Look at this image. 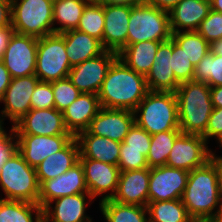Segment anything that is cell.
I'll use <instances>...</instances> for the list:
<instances>
[{
	"mask_svg": "<svg viewBox=\"0 0 222 222\" xmlns=\"http://www.w3.org/2000/svg\"><path fill=\"white\" fill-rule=\"evenodd\" d=\"M148 92L146 77L117 58L108 69L97 95L103 108L134 111Z\"/></svg>",
	"mask_w": 222,
	"mask_h": 222,
	"instance_id": "6da1fadb",
	"label": "cell"
},
{
	"mask_svg": "<svg viewBox=\"0 0 222 222\" xmlns=\"http://www.w3.org/2000/svg\"><path fill=\"white\" fill-rule=\"evenodd\" d=\"M181 200L193 220L201 221L215 217L222 200L216 165L211 160L189 172Z\"/></svg>",
	"mask_w": 222,
	"mask_h": 222,
	"instance_id": "7a4b0ae2",
	"label": "cell"
},
{
	"mask_svg": "<svg viewBox=\"0 0 222 222\" xmlns=\"http://www.w3.org/2000/svg\"><path fill=\"white\" fill-rule=\"evenodd\" d=\"M175 95L181 132L204 138L214 108L210 87L205 82L188 81L178 86Z\"/></svg>",
	"mask_w": 222,
	"mask_h": 222,
	"instance_id": "3957f363",
	"label": "cell"
},
{
	"mask_svg": "<svg viewBox=\"0 0 222 222\" xmlns=\"http://www.w3.org/2000/svg\"><path fill=\"white\" fill-rule=\"evenodd\" d=\"M133 112L135 123L150 135L180 130L175 92L149 91Z\"/></svg>",
	"mask_w": 222,
	"mask_h": 222,
	"instance_id": "277c9868",
	"label": "cell"
},
{
	"mask_svg": "<svg viewBox=\"0 0 222 222\" xmlns=\"http://www.w3.org/2000/svg\"><path fill=\"white\" fill-rule=\"evenodd\" d=\"M0 187L6 200H20L38 204L39 182L36 168L31 167L17 151L0 167Z\"/></svg>",
	"mask_w": 222,
	"mask_h": 222,
	"instance_id": "5b68a950",
	"label": "cell"
},
{
	"mask_svg": "<svg viewBox=\"0 0 222 222\" xmlns=\"http://www.w3.org/2000/svg\"><path fill=\"white\" fill-rule=\"evenodd\" d=\"M169 12L141 3L133 5L128 24L127 45L142 41L171 39Z\"/></svg>",
	"mask_w": 222,
	"mask_h": 222,
	"instance_id": "8992f818",
	"label": "cell"
},
{
	"mask_svg": "<svg viewBox=\"0 0 222 222\" xmlns=\"http://www.w3.org/2000/svg\"><path fill=\"white\" fill-rule=\"evenodd\" d=\"M14 31L41 38L54 33L53 3L47 0H11Z\"/></svg>",
	"mask_w": 222,
	"mask_h": 222,
	"instance_id": "52a82bcc",
	"label": "cell"
},
{
	"mask_svg": "<svg viewBox=\"0 0 222 222\" xmlns=\"http://www.w3.org/2000/svg\"><path fill=\"white\" fill-rule=\"evenodd\" d=\"M71 68L61 34L53 33L38 38L35 75L40 81L52 82L67 78Z\"/></svg>",
	"mask_w": 222,
	"mask_h": 222,
	"instance_id": "ba28073f",
	"label": "cell"
},
{
	"mask_svg": "<svg viewBox=\"0 0 222 222\" xmlns=\"http://www.w3.org/2000/svg\"><path fill=\"white\" fill-rule=\"evenodd\" d=\"M209 143L200 135L180 133L168 156L166 166L187 171L204 166L211 158Z\"/></svg>",
	"mask_w": 222,
	"mask_h": 222,
	"instance_id": "9c48e42d",
	"label": "cell"
},
{
	"mask_svg": "<svg viewBox=\"0 0 222 222\" xmlns=\"http://www.w3.org/2000/svg\"><path fill=\"white\" fill-rule=\"evenodd\" d=\"M38 38L14 32L1 59L11 78L35 74Z\"/></svg>",
	"mask_w": 222,
	"mask_h": 222,
	"instance_id": "30bf717a",
	"label": "cell"
},
{
	"mask_svg": "<svg viewBox=\"0 0 222 222\" xmlns=\"http://www.w3.org/2000/svg\"><path fill=\"white\" fill-rule=\"evenodd\" d=\"M117 58L118 53L105 50L97 57L73 66L68 78L81 93L97 94L106 78L108 69Z\"/></svg>",
	"mask_w": 222,
	"mask_h": 222,
	"instance_id": "8fae6325",
	"label": "cell"
},
{
	"mask_svg": "<svg viewBox=\"0 0 222 222\" xmlns=\"http://www.w3.org/2000/svg\"><path fill=\"white\" fill-rule=\"evenodd\" d=\"M39 81L35 74L11 79L0 100V103L5 105L0 112V120L3 124L6 117L14 125L31 110V97Z\"/></svg>",
	"mask_w": 222,
	"mask_h": 222,
	"instance_id": "7c38bea8",
	"label": "cell"
},
{
	"mask_svg": "<svg viewBox=\"0 0 222 222\" xmlns=\"http://www.w3.org/2000/svg\"><path fill=\"white\" fill-rule=\"evenodd\" d=\"M189 171L166 165L150 168L148 202L181 199Z\"/></svg>",
	"mask_w": 222,
	"mask_h": 222,
	"instance_id": "4fadbf2b",
	"label": "cell"
},
{
	"mask_svg": "<svg viewBox=\"0 0 222 222\" xmlns=\"http://www.w3.org/2000/svg\"><path fill=\"white\" fill-rule=\"evenodd\" d=\"M12 128L14 134L72 135L65 126L62 112L56 108L31 109Z\"/></svg>",
	"mask_w": 222,
	"mask_h": 222,
	"instance_id": "5bb4252c",
	"label": "cell"
},
{
	"mask_svg": "<svg viewBox=\"0 0 222 222\" xmlns=\"http://www.w3.org/2000/svg\"><path fill=\"white\" fill-rule=\"evenodd\" d=\"M73 138V135L15 134L17 151L33 168H36L51 154L62 150Z\"/></svg>",
	"mask_w": 222,
	"mask_h": 222,
	"instance_id": "9a60e30c",
	"label": "cell"
},
{
	"mask_svg": "<svg viewBox=\"0 0 222 222\" xmlns=\"http://www.w3.org/2000/svg\"><path fill=\"white\" fill-rule=\"evenodd\" d=\"M134 123L133 111L101 107L88 129L79 134H94L122 143Z\"/></svg>",
	"mask_w": 222,
	"mask_h": 222,
	"instance_id": "2e32d148",
	"label": "cell"
},
{
	"mask_svg": "<svg viewBox=\"0 0 222 222\" xmlns=\"http://www.w3.org/2000/svg\"><path fill=\"white\" fill-rule=\"evenodd\" d=\"M80 193H89L84 168L79 161L68 171L39 185L38 204L42 209L55 199Z\"/></svg>",
	"mask_w": 222,
	"mask_h": 222,
	"instance_id": "e0dca14e",
	"label": "cell"
},
{
	"mask_svg": "<svg viewBox=\"0 0 222 222\" xmlns=\"http://www.w3.org/2000/svg\"><path fill=\"white\" fill-rule=\"evenodd\" d=\"M79 161L83 165L86 185L93 199L105 193L108 194L103 195L100 201L112 199L118 187L119 167L89 158H79Z\"/></svg>",
	"mask_w": 222,
	"mask_h": 222,
	"instance_id": "ac0fdd59",
	"label": "cell"
},
{
	"mask_svg": "<svg viewBox=\"0 0 222 222\" xmlns=\"http://www.w3.org/2000/svg\"><path fill=\"white\" fill-rule=\"evenodd\" d=\"M132 6L104 5L103 48L119 53L127 46L128 24Z\"/></svg>",
	"mask_w": 222,
	"mask_h": 222,
	"instance_id": "d6986e66",
	"label": "cell"
},
{
	"mask_svg": "<svg viewBox=\"0 0 222 222\" xmlns=\"http://www.w3.org/2000/svg\"><path fill=\"white\" fill-rule=\"evenodd\" d=\"M150 168L120 171L118 187L112 200L147 207Z\"/></svg>",
	"mask_w": 222,
	"mask_h": 222,
	"instance_id": "ffe728a7",
	"label": "cell"
},
{
	"mask_svg": "<svg viewBox=\"0 0 222 222\" xmlns=\"http://www.w3.org/2000/svg\"><path fill=\"white\" fill-rule=\"evenodd\" d=\"M92 200L93 197L89 193L67 195L55 199L43 208V222H92L85 213L87 201L92 203Z\"/></svg>",
	"mask_w": 222,
	"mask_h": 222,
	"instance_id": "44dd1931",
	"label": "cell"
},
{
	"mask_svg": "<svg viewBox=\"0 0 222 222\" xmlns=\"http://www.w3.org/2000/svg\"><path fill=\"white\" fill-rule=\"evenodd\" d=\"M210 10V0H181L168 11L171 32L197 31Z\"/></svg>",
	"mask_w": 222,
	"mask_h": 222,
	"instance_id": "7402d4cb",
	"label": "cell"
},
{
	"mask_svg": "<svg viewBox=\"0 0 222 222\" xmlns=\"http://www.w3.org/2000/svg\"><path fill=\"white\" fill-rule=\"evenodd\" d=\"M100 102L97 94L81 93L62 112L67 130L76 137L80 132L86 131L91 120L100 110Z\"/></svg>",
	"mask_w": 222,
	"mask_h": 222,
	"instance_id": "603a6c76",
	"label": "cell"
},
{
	"mask_svg": "<svg viewBox=\"0 0 222 222\" xmlns=\"http://www.w3.org/2000/svg\"><path fill=\"white\" fill-rule=\"evenodd\" d=\"M80 148L74 137L62 150L51 154L36 167L39 185L62 175L79 162Z\"/></svg>",
	"mask_w": 222,
	"mask_h": 222,
	"instance_id": "cb8c5ba5",
	"label": "cell"
},
{
	"mask_svg": "<svg viewBox=\"0 0 222 222\" xmlns=\"http://www.w3.org/2000/svg\"><path fill=\"white\" fill-rule=\"evenodd\" d=\"M79 158H89L118 166L121 143L94 134H78Z\"/></svg>",
	"mask_w": 222,
	"mask_h": 222,
	"instance_id": "d4e9b609",
	"label": "cell"
},
{
	"mask_svg": "<svg viewBox=\"0 0 222 222\" xmlns=\"http://www.w3.org/2000/svg\"><path fill=\"white\" fill-rule=\"evenodd\" d=\"M61 35L65 40L66 53L71 67L97 57L105 51L101 41L87 33L75 29Z\"/></svg>",
	"mask_w": 222,
	"mask_h": 222,
	"instance_id": "484cf974",
	"label": "cell"
},
{
	"mask_svg": "<svg viewBox=\"0 0 222 222\" xmlns=\"http://www.w3.org/2000/svg\"><path fill=\"white\" fill-rule=\"evenodd\" d=\"M162 42L164 41H142L127 45L118 53V58L127 67L146 77Z\"/></svg>",
	"mask_w": 222,
	"mask_h": 222,
	"instance_id": "4316f807",
	"label": "cell"
},
{
	"mask_svg": "<svg viewBox=\"0 0 222 222\" xmlns=\"http://www.w3.org/2000/svg\"><path fill=\"white\" fill-rule=\"evenodd\" d=\"M89 0H58L53 3V27L54 33H64L75 30L79 24L83 10Z\"/></svg>",
	"mask_w": 222,
	"mask_h": 222,
	"instance_id": "83f0119b",
	"label": "cell"
},
{
	"mask_svg": "<svg viewBox=\"0 0 222 222\" xmlns=\"http://www.w3.org/2000/svg\"><path fill=\"white\" fill-rule=\"evenodd\" d=\"M0 222H43V209L39 204L1 197Z\"/></svg>",
	"mask_w": 222,
	"mask_h": 222,
	"instance_id": "f1b7e54d",
	"label": "cell"
},
{
	"mask_svg": "<svg viewBox=\"0 0 222 222\" xmlns=\"http://www.w3.org/2000/svg\"><path fill=\"white\" fill-rule=\"evenodd\" d=\"M99 205L107 222H149L147 207L122 204L112 199L100 201Z\"/></svg>",
	"mask_w": 222,
	"mask_h": 222,
	"instance_id": "f546056e",
	"label": "cell"
},
{
	"mask_svg": "<svg viewBox=\"0 0 222 222\" xmlns=\"http://www.w3.org/2000/svg\"><path fill=\"white\" fill-rule=\"evenodd\" d=\"M149 222H192L181 199L148 202Z\"/></svg>",
	"mask_w": 222,
	"mask_h": 222,
	"instance_id": "4dcf8cb0",
	"label": "cell"
},
{
	"mask_svg": "<svg viewBox=\"0 0 222 222\" xmlns=\"http://www.w3.org/2000/svg\"><path fill=\"white\" fill-rule=\"evenodd\" d=\"M173 41L178 44L194 67L210 52V43L197 31L172 33Z\"/></svg>",
	"mask_w": 222,
	"mask_h": 222,
	"instance_id": "1f68e13d",
	"label": "cell"
},
{
	"mask_svg": "<svg viewBox=\"0 0 222 222\" xmlns=\"http://www.w3.org/2000/svg\"><path fill=\"white\" fill-rule=\"evenodd\" d=\"M181 130H169L151 135V145L146 157L149 168L164 166Z\"/></svg>",
	"mask_w": 222,
	"mask_h": 222,
	"instance_id": "d6a6232c",
	"label": "cell"
},
{
	"mask_svg": "<svg viewBox=\"0 0 222 222\" xmlns=\"http://www.w3.org/2000/svg\"><path fill=\"white\" fill-rule=\"evenodd\" d=\"M76 30L97 38L103 46L104 5L96 1H89L83 10Z\"/></svg>",
	"mask_w": 222,
	"mask_h": 222,
	"instance_id": "836d02e7",
	"label": "cell"
},
{
	"mask_svg": "<svg viewBox=\"0 0 222 222\" xmlns=\"http://www.w3.org/2000/svg\"><path fill=\"white\" fill-rule=\"evenodd\" d=\"M193 80L209 87L222 86V56L208 52L194 67Z\"/></svg>",
	"mask_w": 222,
	"mask_h": 222,
	"instance_id": "e575fe53",
	"label": "cell"
},
{
	"mask_svg": "<svg viewBox=\"0 0 222 222\" xmlns=\"http://www.w3.org/2000/svg\"><path fill=\"white\" fill-rule=\"evenodd\" d=\"M149 91L175 92L180 85L170 67L152 66L146 75Z\"/></svg>",
	"mask_w": 222,
	"mask_h": 222,
	"instance_id": "d590c367",
	"label": "cell"
},
{
	"mask_svg": "<svg viewBox=\"0 0 222 222\" xmlns=\"http://www.w3.org/2000/svg\"><path fill=\"white\" fill-rule=\"evenodd\" d=\"M52 91L54 95L55 108L63 112L73 101H75L81 92L72 84L67 77L57 81H52Z\"/></svg>",
	"mask_w": 222,
	"mask_h": 222,
	"instance_id": "8d00e7d4",
	"label": "cell"
},
{
	"mask_svg": "<svg viewBox=\"0 0 222 222\" xmlns=\"http://www.w3.org/2000/svg\"><path fill=\"white\" fill-rule=\"evenodd\" d=\"M171 68L175 74L176 80L180 84L193 81L194 65L185 55L183 49L174 41L171 55Z\"/></svg>",
	"mask_w": 222,
	"mask_h": 222,
	"instance_id": "74e56055",
	"label": "cell"
},
{
	"mask_svg": "<svg viewBox=\"0 0 222 222\" xmlns=\"http://www.w3.org/2000/svg\"><path fill=\"white\" fill-rule=\"evenodd\" d=\"M150 145L151 135L134 123L121 143L120 150L144 151V156L147 157Z\"/></svg>",
	"mask_w": 222,
	"mask_h": 222,
	"instance_id": "f35d334b",
	"label": "cell"
},
{
	"mask_svg": "<svg viewBox=\"0 0 222 222\" xmlns=\"http://www.w3.org/2000/svg\"><path fill=\"white\" fill-rule=\"evenodd\" d=\"M197 32L208 43L222 38V13L211 9L208 16L201 22Z\"/></svg>",
	"mask_w": 222,
	"mask_h": 222,
	"instance_id": "ab89813d",
	"label": "cell"
},
{
	"mask_svg": "<svg viewBox=\"0 0 222 222\" xmlns=\"http://www.w3.org/2000/svg\"><path fill=\"white\" fill-rule=\"evenodd\" d=\"M31 109L55 108L51 82L39 81L31 97Z\"/></svg>",
	"mask_w": 222,
	"mask_h": 222,
	"instance_id": "60d3db41",
	"label": "cell"
},
{
	"mask_svg": "<svg viewBox=\"0 0 222 222\" xmlns=\"http://www.w3.org/2000/svg\"><path fill=\"white\" fill-rule=\"evenodd\" d=\"M118 167L120 171L148 168L144 151L120 150Z\"/></svg>",
	"mask_w": 222,
	"mask_h": 222,
	"instance_id": "b9f144b4",
	"label": "cell"
},
{
	"mask_svg": "<svg viewBox=\"0 0 222 222\" xmlns=\"http://www.w3.org/2000/svg\"><path fill=\"white\" fill-rule=\"evenodd\" d=\"M222 136V107H214L213 111L209 117L208 125L206 131L204 132V138L206 142L210 138L214 137L219 139Z\"/></svg>",
	"mask_w": 222,
	"mask_h": 222,
	"instance_id": "7bdbcfd3",
	"label": "cell"
},
{
	"mask_svg": "<svg viewBox=\"0 0 222 222\" xmlns=\"http://www.w3.org/2000/svg\"><path fill=\"white\" fill-rule=\"evenodd\" d=\"M8 134L5 129L0 133V167L6 159L16 150L14 129L11 127Z\"/></svg>",
	"mask_w": 222,
	"mask_h": 222,
	"instance_id": "ee69618b",
	"label": "cell"
},
{
	"mask_svg": "<svg viewBox=\"0 0 222 222\" xmlns=\"http://www.w3.org/2000/svg\"><path fill=\"white\" fill-rule=\"evenodd\" d=\"M173 50V39L162 42L155 55L152 66H165L171 68V55Z\"/></svg>",
	"mask_w": 222,
	"mask_h": 222,
	"instance_id": "f6af8a7d",
	"label": "cell"
},
{
	"mask_svg": "<svg viewBox=\"0 0 222 222\" xmlns=\"http://www.w3.org/2000/svg\"><path fill=\"white\" fill-rule=\"evenodd\" d=\"M12 26L11 0H0V28Z\"/></svg>",
	"mask_w": 222,
	"mask_h": 222,
	"instance_id": "bcb514c9",
	"label": "cell"
},
{
	"mask_svg": "<svg viewBox=\"0 0 222 222\" xmlns=\"http://www.w3.org/2000/svg\"><path fill=\"white\" fill-rule=\"evenodd\" d=\"M13 26L0 28V60L3 58L11 36L14 34Z\"/></svg>",
	"mask_w": 222,
	"mask_h": 222,
	"instance_id": "7dc6e473",
	"label": "cell"
},
{
	"mask_svg": "<svg viewBox=\"0 0 222 222\" xmlns=\"http://www.w3.org/2000/svg\"><path fill=\"white\" fill-rule=\"evenodd\" d=\"M11 79L8 69L5 67L3 61L0 60V100L9 86Z\"/></svg>",
	"mask_w": 222,
	"mask_h": 222,
	"instance_id": "c3c4849f",
	"label": "cell"
},
{
	"mask_svg": "<svg viewBox=\"0 0 222 222\" xmlns=\"http://www.w3.org/2000/svg\"><path fill=\"white\" fill-rule=\"evenodd\" d=\"M180 1L181 0H143L144 3L165 11H170Z\"/></svg>",
	"mask_w": 222,
	"mask_h": 222,
	"instance_id": "681fc988",
	"label": "cell"
},
{
	"mask_svg": "<svg viewBox=\"0 0 222 222\" xmlns=\"http://www.w3.org/2000/svg\"><path fill=\"white\" fill-rule=\"evenodd\" d=\"M210 160L216 165L219 194L222 200V156H216V154L211 151Z\"/></svg>",
	"mask_w": 222,
	"mask_h": 222,
	"instance_id": "f907efd6",
	"label": "cell"
},
{
	"mask_svg": "<svg viewBox=\"0 0 222 222\" xmlns=\"http://www.w3.org/2000/svg\"><path fill=\"white\" fill-rule=\"evenodd\" d=\"M213 107H222V86L210 87Z\"/></svg>",
	"mask_w": 222,
	"mask_h": 222,
	"instance_id": "816d5d0a",
	"label": "cell"
},
{
	"mask_svg": "<svg viewBox=\"0 0 222 222\" xmlns=\"http://www.w3.org/2000/svg\"><path fill=\"white\" fill-rule=\"evenodd\" d=\"M102 5H138L143 3V0H96Z\"/></svg>",
	"mask_w": 222,
	"mask_h": 222,
	"instance_id": "f5cc1de1",
	"label": "cell"
},
{
	"mask_svg": "<svg viewBox=\"0 0 222 222\" xmlns=\"http://www.w3.org/2000/svg\"><path fill=\"white\" fill-rule=\"evenodd\" d=\"M210 52L212 54L222 56V38L214 40L210 43Z\"/></svg>",
	"mask_w": 222,
	"mask_h": 222,
	"instance_id": "db71d44e",
	"label": "cell"
},
{
	"mask_svg": "<svg viewBox=\"0 0 222 222\" xmlns=\"http://www.w3.org/2000/svg\"><path fill=\"white\" fill-rule=\"evenodd\" d=\"M211 1V9L222 13V0H210Z\"/></svg>",
	"mask_w": 222,
	"mask_h": 222,
	"instance_id": "11a10c76",
	"label": "cell"
},
{
	"mask_svg": "<svg viewBox=\"0 0 222 222\" xmlns=\"http://www.w3.org/2000/svg\"><path fill=\"white\" fill-rule=\"evenodd\" d=\"M213 220L216 222H222V203H221V206L219 207V209L217 210V213H216L215 217L213 218Z\"/></svg>",
	"mask_w": 222,
	"mask_h": 222,
	"instance_id": "9f6ffc18",
	"label": "cell"
},
{
	"mask_svg": "<svg viewBox=\"0 0 222 222\" xmlns=\"http://www.w3.org/2000/svg\"><path fill=\"white\" fill-rule=\"evenodd\" d=\"M217 141L220 144L219 147L221 148L222 147V136Z\"/></svg>",
	"mask_w": 222,
	"mask_h": 222,
	"instance_id": "6f0895ef",
	"label": "cell"
},
{
	"mask_svg": "<svg viewBox=\"0 0 222 222\" xmlns=\"http://www.w3.org/2000/svg\"><path fill=\"white\" fill-rule=\"evenodd\" d=\"M2 125H3V123L0 120V133L4 130V126H2Z\"/></svg>",
	"mask_w": 222,
	"mask_h": 222,
	"instance_id": "680465c9",
	"label": "cell"
},
{
	"mask_svg": "<svg viewBox=\"0 0 222 222\" xmlns=\"http://www.w3.org/2000/svg\"><path fill=\"white\" fill-rule=\"evenodd\" d=\"M205 222H216L213 219H205Z\"/></svg>",
	"mask_w": 222,
	"mask_h": 222,
	"instance_id": "91938a15",
	"label": "cell"
},
{
	"mask_svg": "<svg viewBox=\"0 0 222 222\" xmlns=\"http://www.w3.org/2000/svg\"><path fill=\"white\" fill-rule=\"evenodd\" d=\"M192 222H205V219L201 221L193 220Z\"/></svg>",
	"mask_w": 222,
	"mask_h": 222,
	"instance_id": "94428289",
	"label": "cell"
},
{
	"mask_svg": "<svg viewBox=\"0 0 222 222\" xmlns=\"http://www.w3.org/2000/svg\"><path fill=\"white\" fill-rule=\"evenodd\" d=\"M47 1H49V2H51V3H54V2H56V1H58V0H47Z\"/></svg>",
	"mask_w": 222,
	"mask_h": 222,
	"instance_id": "6125c7cd",
	"label": "cell"
}]
</instances>
